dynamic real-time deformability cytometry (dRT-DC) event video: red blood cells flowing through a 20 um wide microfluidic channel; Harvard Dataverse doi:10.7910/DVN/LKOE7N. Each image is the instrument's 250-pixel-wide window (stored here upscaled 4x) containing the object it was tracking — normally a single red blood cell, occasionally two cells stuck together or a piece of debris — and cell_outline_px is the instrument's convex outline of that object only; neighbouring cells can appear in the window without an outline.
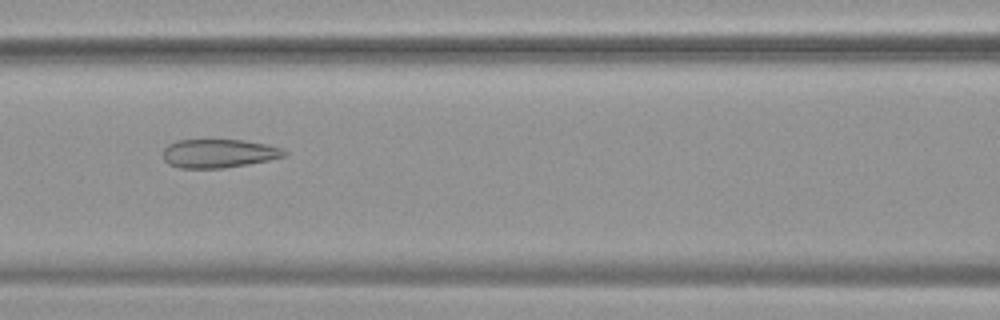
{"species": "common noctule bat (a hibernating species)", "species_latin": "Nyctalus noctula", "temperature_condition": "warm", "stored_images_in_passage": 53, "camera_frame_rate_fps": 3000, "um_per_image_px": 0.085, "animal": {"sex": "female", "body_mass_g": 19.9}, "frame": {"image": 1, "passage_image": 24, "time_ms": 7.667, "image_size_px": [1000, 320], "cell_outline_px": [[288, 156], [248, 164], [224, 168], [180, 168], [168, 164], [164, 160], [164, 148], [168, 144], [176, 140], [244, 140], [268, 144], [284, 148], [288, 152]], "centroid_in_image_um": [18.64, 13.04], "position_along_channel_um": 148.0, "area_um2": 20.46}}
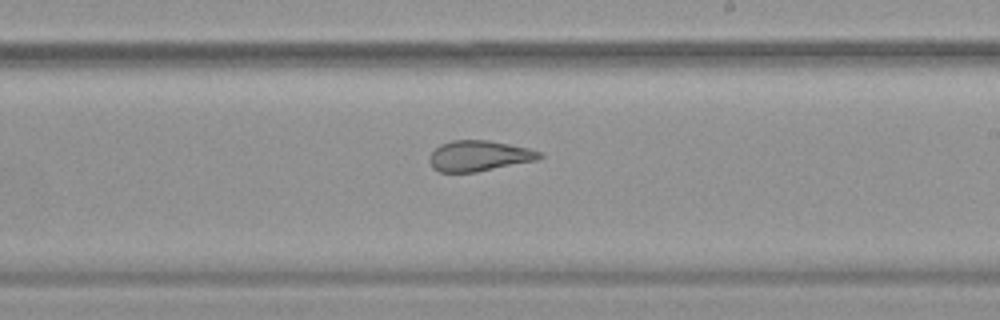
{"frame": {"image": 2, "passage_image": 32, "time_ms": 10.333, "image_size_px": [1000, 320], "cell_outline_px": [[544, 156], [536, 160], [476, 172], [440, 172], [432, 168], [428, 160], [428, 156], [440, 144], [452, 140], [488, 140], [528, 148], [544, 152]], "centroid_in_image_um": [40.7, 13.25], "position_along_channel_um": 248.3, "area_um2": 19.71}}
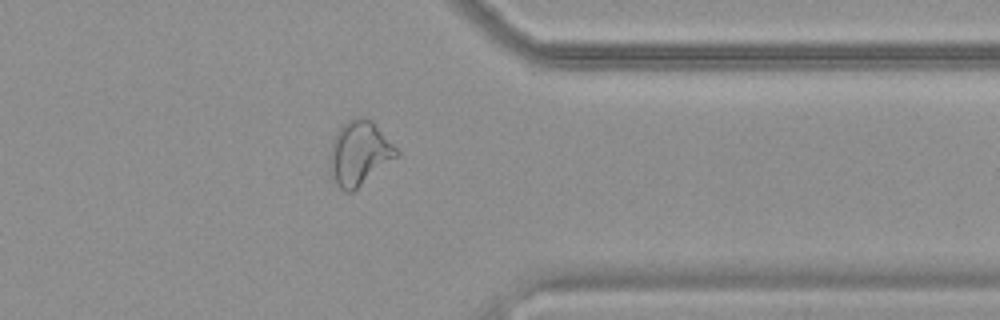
{"frame": {"image": 3, "passage_image": 43, "time_ms": 14.0, "image_size_px": [1000, 320], "cell_outline_px": [[400, 156], [352, 192], [344, 192], [336, 184], [328, 168], [328, 160], [332, 140], [336, 132], [348, 120], [360, 116], [364, 116], [372, 120], [400, 152]], "centroid_in_image_um": [30.54, 13.03], "position_along_channel_um": 380.9, "area_um2": 25.37}, "authors_computed_cell_mechanics": {"area_um2": 25.7788, "velocity_mm_per_s": 3.7834, "shape_relaxation_time_tau1_ms": null, "shape_relaxation_time_tau2_ms": 1.6728, "deformation_change_tau1": null, "deformation_change_tau2": 0.0962}}